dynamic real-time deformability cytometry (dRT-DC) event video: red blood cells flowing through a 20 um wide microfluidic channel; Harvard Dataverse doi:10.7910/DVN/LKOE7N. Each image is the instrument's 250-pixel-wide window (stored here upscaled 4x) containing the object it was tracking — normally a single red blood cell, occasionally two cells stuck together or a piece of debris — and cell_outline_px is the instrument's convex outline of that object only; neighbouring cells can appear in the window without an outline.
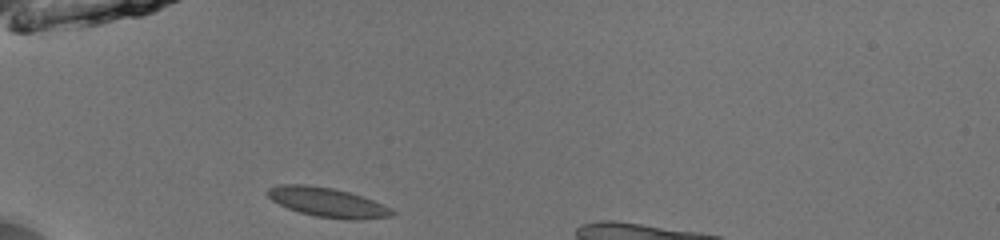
{"species": "common noctule bat (a hibernating species)", "species_latin": "Nyctalus noctula", "temperature_condition": "room temperature", "stored_images_in_passage": 32, "camera_frame_rate_fps": 3000, "um_per_image_px": 0.085, "animal": {"sex": "male", "body_mass_g": 13.0, "forearm_length_mm": 53.1}, "frame": {"image": 1, "passage_image": 1, "time_ms": 0.0, "image_size_px": [1000, 240], "cell_outline_px": [[396, 212], [392, 216], [356, 220], [348, 220], [316, 216], [300, 212], [288, 208], [272, 200], [264, 192], [268, 188], [280, 184], [304, 184], [332, 188], [364, 196]], "centroid_in_image_um": [27.8, 17.19], "position_along_channel_um": 57.2, "area_um2": 21.15}}
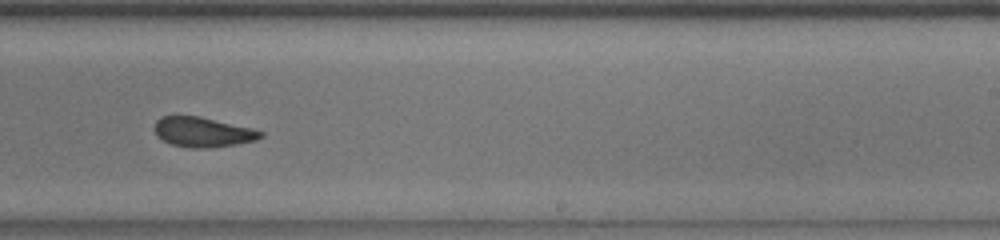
{"frame": {"image": 2, "passage_image": 18, "time_ms": 5.667, "image_size_px": [1000, 240], "cell_outline_px": [[264, 136], [256, 140], [236, 144], [212, 148], [192, 148], [172, 144], [156, 136], [152, 128], [156, 120], [160, 116], [200, 116], [252, 128], [264, 132]], "centroid_in_image_um": [17.22, 11.22], "position_along_channel_um": 271.8, "area_um2": 18.67}}
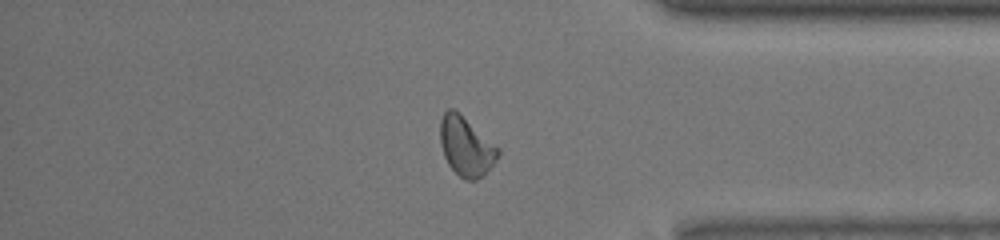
{"frame": {"image": 3, "passage_image": 28, "time_ms": 9.0, "image_size_px": [1000, 240], "cell_outline_px": [[500, 152], [496, 160], [476, 180], [468, 180], [460, 176], [448, 164], [444, 156], [440, 144], [440, 120], [444, 112], [448, 108], [452, 108], [460, 112], [500, 148]], "centroid_in_image_um": [39.6, 12.39], "position_along_channel_um": 395.6, "area_um2": 19.88}}